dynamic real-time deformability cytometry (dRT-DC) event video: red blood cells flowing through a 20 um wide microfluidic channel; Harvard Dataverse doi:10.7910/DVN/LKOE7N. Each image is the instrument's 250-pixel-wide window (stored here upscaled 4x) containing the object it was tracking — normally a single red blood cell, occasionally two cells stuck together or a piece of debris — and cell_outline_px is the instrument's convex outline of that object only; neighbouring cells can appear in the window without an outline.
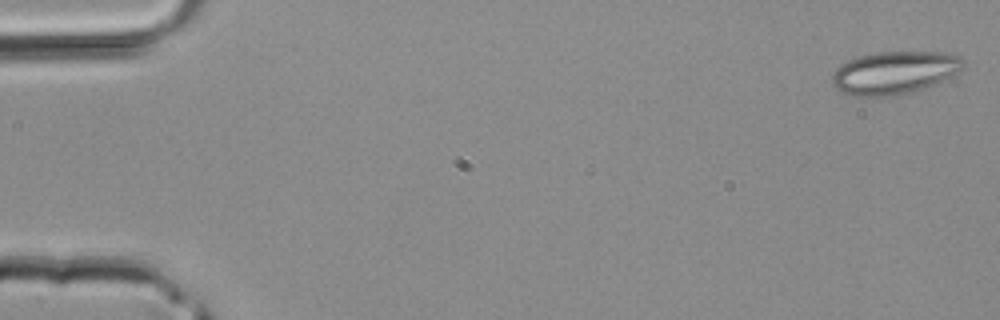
{"species": "common noctule bat (a hibernating species)", "species_latin": "Nyctalus noctula", "temperature_condition": "room temperature", "stored_images_in_passage": 42, "segment_of_instrument_passage": [1, 2], "camera_frame_rate_fps": 3000, "um_per_image_px": 0.085, "animal": {"sex": "male", "body_mass_g": 20.4}, "frame": {"image": 1, "passage_image": 1, "time_ms": 0.0, "image_size_px": [1000, 320], "cell_outline_px": [[964, 68], [960, 72], [924, 88], [912, 92], [888, 96], [852, 96], [836, 92], [832, 84], [832, 76], [836, 68], [840, 64], [856, 56], [876, 52], [944, 52], [960, 56], [964, 60]], "centroid_in_image_um": [75.99, 6.17], "position_along_channel_um": 9.0, "area_um2": 33.12}}
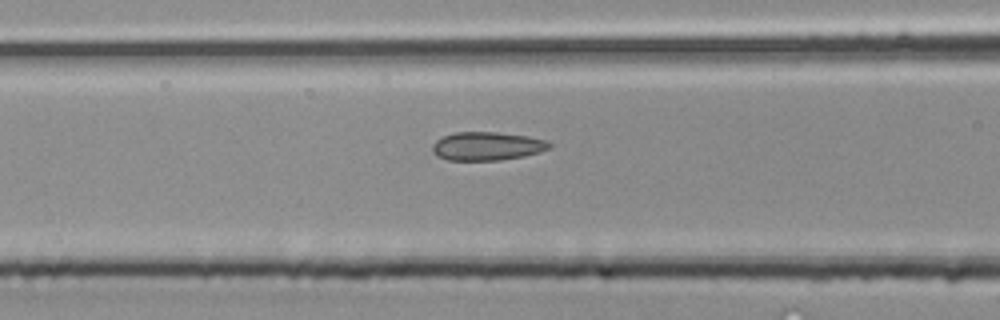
{"frame": {"image": 2, "passage_image": 17, "time_ms": 5.333, "image_size_px": [1000, 320], "cell_outline_px": [[552, 148], [540, 152], [524, 156], [500, 160], [448, 160], [436, 156], [432, 152], [432, 144], [436, 140], [444, 136], [456, 132], [496, 132], [528, 136], [544, 140], [552, 144]], "centroid_in_image_um": [41.39, 12.42], "position_along_channel_um": 125.2, "area_um2": 19.48}}
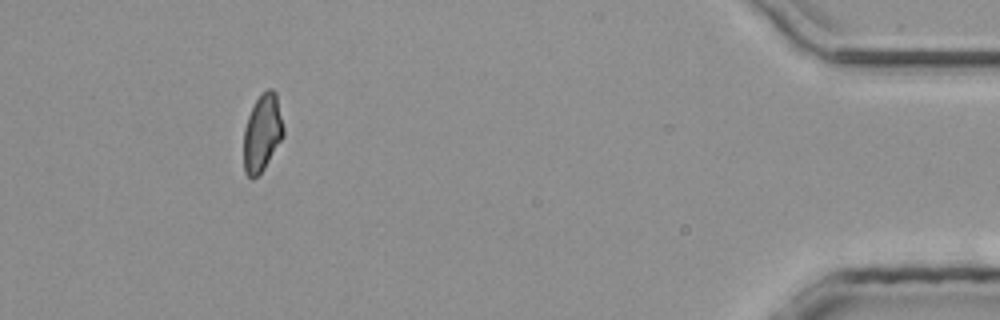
{"frame": {"image": 3, "passage_image": 38, "time_ms": 12.333, "image_size_px": [1000, 320], "cell_outline_px": [[284, 136], [264, 168], [256, 176], [248, 176], [244, 172], [244, 128], [248, 116], [260, 92], [268, 88], [272, 88], [276, 92], [284, 128]], "centroid_in_image_um": [22.3, 11.24], "position_along_channel_um": 412.9, "area_um2": 17.86}}